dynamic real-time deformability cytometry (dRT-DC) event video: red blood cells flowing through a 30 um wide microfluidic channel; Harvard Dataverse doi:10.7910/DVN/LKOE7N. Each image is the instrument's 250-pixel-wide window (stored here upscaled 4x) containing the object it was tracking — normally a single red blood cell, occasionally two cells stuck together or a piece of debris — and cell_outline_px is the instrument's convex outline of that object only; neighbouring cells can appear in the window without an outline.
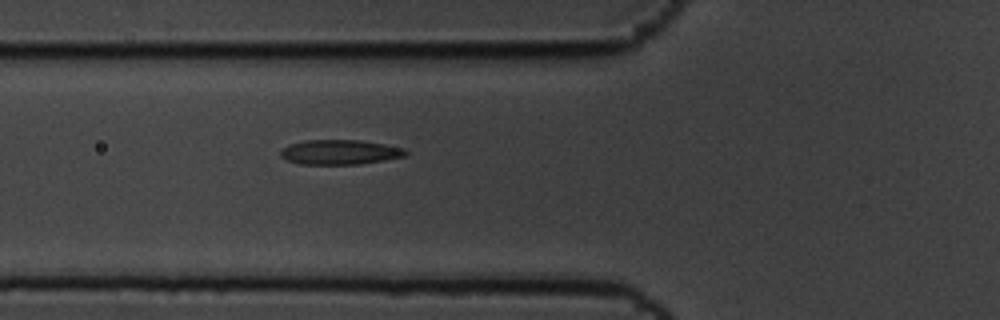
{"species": "common noctule bat (a hibernating species)", "species_latin": "Nyctalus noctula", "temperature_condition": "cold", "stored_images_in_passage": 3, "camera_frame_rate_fps": 3000, "um_per_image_px": 0.085, "animal": {"sex": "male", "body_mass_g": 19.5, "forearm_length_mm": 54.6}, "frame": {"image": 1, "passage_image": 3, "time_ms": 0.667, "image_size_px": [1000, 320], "cell_outline_px": [[408, 152], [404, 156], [384, 160], [360, 164], [300, 164], [284, 160], [280, 156], [280, 152], [284, 148], [292, 144], [304, 140], [360, 140], [384, 144], [404, 148]], "centroid_in_image_um": [28.87, 12.93], "position_along_channel_um": 96.9, "area_um2": 17.98}}